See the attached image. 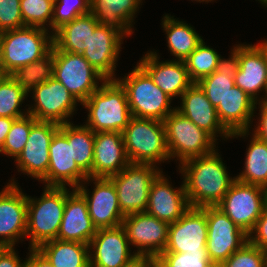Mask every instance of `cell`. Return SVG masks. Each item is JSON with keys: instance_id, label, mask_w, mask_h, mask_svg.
Returning a JSON list of instances; mask_svg holds the SVG:
<instances>
[{"instance_id": "11a10c76", "label": "cell", "mask_w": 267, "mask_h": 267, "mask_svg": "<svg viewBox=\"0 0 267 267\" xmlns=\"http://www.w3.org/2000/svg\"><path fill=\"white\" fill-rule=\"evenodd\" d=\"M265 58L267 61V40L265 39Z\"/></svg>"}, {"instance_id": "e575fe53", "label": "cell", "mask_w": 267, "mask_h": 267, "mask_svg": "<svg viewBox=\"0 0 267 267\" xmlns=\"http://www.w3.org/2000/svg\"><path fill=\"white\" fill-rule=\"evenodd\" d=\"M218 52L207 46L204 40L184 60L188 75L193 83H198L202 78L212 74L218 66L225 61Z\"/></svg>"}, {"instance_id": "8d00e7d4", "label": "cell", "mask_w": 267, "mask_h": 267, "mask_svg": "<svg viewBox=\"0 0 267 267\" xmlns=\"http://www.w3.org/2000/svg\"><path fill=\"white\" fill-rule=\"evenodd\" d=\"M11 76L29 94L36 86L53 77V52L50 51L42 59L18 68Z\"/></svg>"}, {"instance_id": "4dcf8cb0", "label": "cell", "mask_w": 267, "mask_h": 267, "mask_svg": "<svg viewBox=\"0 0 267 267\" xmlns=\"http://www.w3.org/2000/svg\"><path fill=\"white\" fill-rule=\"evenodd\" d=\"M37 249L52 267H90L88 244L55 239L43 243Z\"/></svg>"}, {"instance_id": "cb8c5ba5", "label": "cell", "mask_w": 267, "mask_h": 267, "mask_svg": "<svg viewBox=\"0 0 267 267\" xmlns=\"http://www.w3.org/2000/svg\"><path fill=\"white\" fill-rule=\"evenodd\" d=\"M180 101V107L176 106V110L210 134L216 141L219 136L226 140L231 137V133L220 122L216 108L207 99L198 83H193L181 95Z\"/></svg>"}, {"instance_id": "5b68a950", "label": "cell", "mask_w": 267, "mask_h": 267, "mask_svg": "<svg viewBox=\"0 0 267 267\" xmlns=\"http://www.w3.org/2000/svg\"><path fill=\"white\" fill-rule=\"evenodd\" d=\"M122 136L130 163L160 166L171 160L164 122L132 116Z\"/></svg>"}, {"instance_id": "74e56055", "label": "cell", "mask_w": 267, "mask_h": 267, "mask_svg": "<svg viewBox=\"0 0 267 267\" xmlns=\"http://www.w3.org/2000/svg\"><path fill=\"white\" fill-rule=\"evenodd\" d=\"M53 0H20V10L25 26L47 29L51 32Z\"/></svg>"}, {"instance_id": "3957f363", "label": "cell", "mask_w": 267, "mask_h": 267, "mask_svg": "<svg viewBox=\"0 0 267 267\" xmlns=\"http://www.w3.org/2000/svg\"><path fill=\"white\" fill-rule=\"evenodd\" d=\"M53 46V34L47 29L24 26L0 33V71L11 75L18 68L46 56Z\"/></svg>"}, {"instance_id": "d590c367", "label": "cell", "mask_w": 267, "mask_h": 267, "mask_svg": "<svg viewBox=\"0 0 267 267\" xmlns=\"http://www.w3.org/2000/svg\"><path fill=\"white\" fill-rule=\"evenodd\" d=\"M28 94L17 84L11 75L0 77V117L18 119L28 114V108L21 109ZM21 106V107H20Z\"/></svg>"}, {"instance_id": "44dd1931", "label": "cell", "mask_w": 267, "mask_h": 267, "mask_svg": "<svg viewBox=\"0 0 267 267\" xmlns=\"http://www.w3.org/2000/svg\"><path fill=\"white\" fill-rule=\"evenodd\" d=\"M207 231L206 213L201 208L190 207L177 221L169 224L168 242L163 252L206 250Z\"/></svg>"}, {"instance_id": "4fadbf2b", "label": "cell", "mask_w": 267, "mask_h": 267, "mask_svg": "<svg viewBox=\"0 0 267 267\" xmlns=\"http://www.w3.org/2000/svg\"><path fill=\"white\" fill-rule=\"evenodd\" d=\"M217 207L249 234L265 209L264 187L235 180Z\"/></svg>"}, {"instance_id": "9a60e30c", "label": "cell", "mask_w": 267, "mask_h": 267, "mask_svg": "<svg viewBox=\"0 0 267 267\" xmlns=\"http://www.w3.org/2000/svg\"><path fill=\"white\" fill-rule=\"evenodd\" d=\"M10 180L0 191V244L5 247L26 239L27 229V195L14 177Z\"/></svg>"}, {"instance_id": "d6a6232c", "label": "cell", "mask_w": 267, "mask_h": 267, "mask_svg": "<svg viewBox=\"0 0 267 267\" xmlns=\"http://www.w3.org/2000/svg\"><path fill=\"white\" fill-rule=\"evenodd\" d=\"M235 178L241 183L267 187V142L253 132L246 149L243 170Z\"/></svg>"}, {"instance_id": "7a4b0ae2", "label": "cell", "mask_w": 267, "mask_h": 267, "mask_svg": "<svg viewBox=\"0 0 267 267\" xmlns=\"http://www.w3.org/2000/svg\"><path fill=\"white\" fill-rule=\"evenodd\" d=\"M81 105L88 111L85 126L96 132H120L132 117L127 94L117 79H106Z\"/></svg>"}, {"instance_id": "f35d334b", "label": "cell", "mask_w": 267, "mask_h": 267, "mask_svg": "<svg viewBox=\"0 0 267 267\" xmlns=\"http://www.w3.org/2000/svg\"><path fill=\"white\" fill-rule=\"evenodd\" d=\"M36 121L37 120L29 114L15 119L0 153L16 159L23 151L29 137L30 129Z\"/></svg>"}, {"instance_id": "d6986e66", "label": "cell", "mask_w": 267, "mask_h": 267, "mask_svg": "<svg viewBox=\"0 0 267 267\" xmlns=\"http://www.w3.org/2000/svg\"><path fill=\"white\" fill-rule=\"evenodd\" d=\"M87 178L88 175L72 158L67 137L58 129L49 146V167L41 183L48 187L77 189Z\"/></svg>"}, {"instance_id": "bcb514c9", "label": "cell", "mask_w": 267, "mask_h": 267, "mask_svg": "<svg viewBox=\"0 0 267 267\" xmlns=\"http://www.w3.org/2000/svg\"><path fill=\"white\" fill-rule=\"evenodd\" d=\"M15 247H5L0 252V267H21L24 260L16 253Z\"/></svg>"}, {"instance_id": "30bf717a", "label": "cell", "mask_w": 267, "mask_h": 267, "mask_svg": "<svg viewBox=\"0 0 267 267\" xmlns=\"http://www.w3.org/2000/svg\"><path fill=\"white\" fill-rule=\"evenodd\" d=\"M236 63L234 82L256 103L267 101L265 39L257 44H236L230 53ZM263 91L264 97L259 98Z\"/></svg>"}, {"instance_id": "484cf974", "label": "cell", "mask_w": 267, "mask_h": 267, "mask_svg": "<svg viewBox=\"0 0 267 267\" xmlns=\"http://www.w3.org/2000/svg\"><path fill=\"white\" fill-rule=\"evenodd\" d=\"M92 178H109L130 164L120 132L94 133Z\"/></svg>"}, {"instance_id": "ee69618b", "label": "cell", "mask_w": 267, "mask_h": 267, "mask_svg": "<svg viewBox=\"0 0 267 267\" xmlns=\"http://www.w3.org/2000/svg\"><path fill=\"white\" fill-rule=\"evenodd\" d=\"M248 241L267 252V210L264 209L254 228L248 234Z\"/></svg>"}, {"instance_id": "e0dca14e", "label": "cell", "mask_w": 267, "mask_h": 267, "mask_svg": "<svg viewBox=\"0 0 267 267\" xmlns=\"http://www.w3.org/2000/svg\"><path fill=\"white\" fill-rule=\"evenodd\" d=\"M138 258L122 225L97 229L89 242L90 267H127Z\"/></svg>"}, {"instance_id": "6f0895ef", "label": "cell", "mask_w": 267, "mask_h": 267, "mask_svg": "<svg viewBox=\"0 0 267 267\" xmlns=\"http://www.w3.org/2000/svg\"><path fill=\"white\" fill-rule=\"evenodd\" d=\"M265 267H267V252H266Z\"/></svg>"}, {"instance_id": "6da1fadb", "label": "cell", "mask_w": 267, "mask_h": 267, "mask_svg": "<svg viewBox=\"0 0 267 267\" xmlns=\"http://www.w3.org/2000/svg\"><path fill=\"white\" fill-rule=\"evenodd\" d=\"M191 207L217 206L236 180L228 173L218 149L205 156L190 158L178 165Z\"/></svg>"}, {"instance_id": "8fae6325", "label": "cell", "mask_w": 267, "mask_h": 267, "mask_svg": "<svg viewBox=\"0 0 267 267\" xmlns=\"http://www.w3.org/2000/svg\"><path fill=\"white\" fill-rule=\"evenodd\" d=\"M30 94L34 103L28 106V114L37 121L58 125L70 123L80 103L57 79L52 77L36 86Z\"/></svg>"}, {"instance_id": "7bdbcfd3", "label": "cell", "mask_w": 267, "mask_h": 267, "mask_svg": "<svg viewBox=\"0 0 267 267\" xmlns=\"http://www.w3.org/2000/svg\"><path fill=\"white\" fill-rule=\"evenodd\" d=\"M24 26L20 0H0V33Z\"/></svg>"}, {"instance_id": "7402d4cb", "label": "cell", "mask_w": 267, "mask_h": 267, "mask_svg": "<svg viewBox=\"0 0 267 267\" xmlns=\"http://www.w3.org/2000/svg\"><path fill=\"white\" fill-rule=\"evenodd\" d=\"M190 207L184 182L178 188L172 187L162 171L151 184L146 213L171 224Z\"/></svg>"}, {"instance_id": "83f0119b", "label": "cell", "mask_w": 267, "mask_h": 267, "mask_svg": "<svg viewBox=\"0 0 267 267\" xmlns=\"http://www.w3.org/2000/svg\"><path fill=\"white\" fill-rule=\"evenodd\" d=\"M143 0H90V12L102 25L117 28L127 37L133 34V22Z\"/></svg>"}, {"instance_id": "f907efd6", "label": "cell", "mask_w": 267, "mask_h": 267, "mask_svg": "<svg viewBox=\"0 0 267 267\" xmlns=\"http://www.w3.org/2000/svg\"><path fill=\"white\" fill-rule=\"evenodd\" d=\"M21 267H36V266L28 258H26Z\"/></svg>"}, {"instance_id": "7dc6e473", "label": "cell", "mask_w": 267, "mask_h": 267, "mask_svg": "<svg viewBox=\"0 0 267 267\" xmlns=\"http://www.w3.org/2000/svg\"><path fill=\"white\" fill-rule=\"evenodd\" d=\"M29 253L27 258L36 266V267H52L47 258L38 250L28 248Z\"/></svg>"}, {"instance_id": "d4e9b609", "label": "cell", "mask_w": 267, "mask_h": 267, "mask_svg": "<svg viewBox=\"0 0 267 267\" xmlns=\"http://www.w3.org/2000/svg\"><path fill=\"white\" fill-rule=\"evenodd\" d=\"M256 102L236 85L224 97L216 108L222 125L231 133L230 139L246 138L251 134ZM250 131V134H249Z\"/></svg>"}, {"instance_id": "db71d44e", "label": "cell", "mask_w": 267, "mask_h": 267, "mask_svg": "<svg viewBox=\"0 0 267 267\" xmlns=\"http://www.w3.org/2000/svg\"><path fill=\"white\" fill-rule=\"evenodd\" d=\"M257 1H259L266 8V6H267V0H257Z\"/></svg>"}, {"instance_id": "f5cc1de1", "label": "cell", "mask_w": 267, "mask_h": 267, "mask_svg": "<svg viewBox=\"0 0 267 267\" xmlns=\"http://www.w3.org/2000/svg\"><path fill=\"white\" fill-rule=\"evenodd\" d=\"M192 2L193 1H196V2H199V3H201V2H205V3H209V2H212V1H214V0H191Z\"/></svg>"}, {"instance_id": "b9f144b4", "label": "cell", "mask_w": 267, "mask_h": 267, "mask_svg": "<svg viewBox=\"0 0 267 267\" xmlns=\"http://www.w3.org/2000/svg\"><path fill=\"white\" fill-rule=\"evenodd\" d=\"M266 252L249 241L218 267H265Z\"/></svg>"}, {"instance_id": "836d02e7", "label": "cell", "mask_w": 267, "mask_h": 267, "mask_svg": "<svg viewBox=\"0 0 267 267\" xmlns=\"http://www.w3.org/2000/svg\"><path fill=\"white\" fill-rule=\"evenodd\" d=\"M235 69L236 63L229 55V58L223 61L217 70L198 82L214 108H217L222 103L227 93L235 86Z\"/></svg>"}, {"instance_id": "603a6c76", "label": "cell", "mask_w": 267, "mask_h": 267, "mask_svg": "<svg viewBox=\"0 0 267 267\" xmlns=\"http://www.w3.org/2000/svg\"><path fill=\"white\" fill-rule=\"evenodd\" d=\"M160 55L156 51L146 52L137 62L153 79L162 91L169 97L177 98L193 84L188 75L184 61H159Z\"/></svg>"}, {"instance_id": "7c38bea8", "label": "cell", "mask_w": 267, "mask_h": 267, "mask_svg": "<svg viewBox=\"0 0 267 267\" xmlns=\"http://www.w3.org/2000/svg\"><path fill=\"white\" fill-rule=\"evenodd\" d=\"M201 209L206 213L208 225L206 250L210 261L218 267L248 242V234L217 206Z\"/></svg>"}, {"instance_id": "f546056e", "label": "cell", "mask_w": 267, "mask_h": 267, "mask_svg": "<svg viewBox=\"0 0 267 267\" xmlns=\"http://www.w3.org/2000/svg\"><path fill=\"white\" fill-rule=\"evenodd\" d=\"M161 22L167 36L168 50L176 58L175 60L184 61L204 40L186 21H180L166 14Z\"/></svg>"}, {"instance_id": "f6af8a7d", "label": "cell", "mask_w": 267, "mask_h": 267, "mask_svg": "<svg viewBox=\"0 0 267 267\" xmlns=\"http://www.w3.org/2000/svg\"><path fill=\"white\" fill-rule=\"evenodd\" d=\"M258 105L259 117L256 123V127L252 130L255 136L263 141L267 142V101H261L256 103ZM260 106V107H259Z\"/></svg>"}, {"instance_id": "9c48e42d", "label": "cell", "mask_w": 267, "mask_h": 267, "mask_svg": "<svg viewBox=\"0 0 267 267\" xmlns=\"http://www.w3.org/2000/svg\"><path fill=\"white\" fill-rule=\"evenodd\" d=\"M53 77L82 104L106 79L82 56L51 48Z\"/></svg>"}, {"instance_id": "ab89813d", "label": "cell", "mask_w": 267, "mask_h": 267, "mask_svg": "<svg viewBox=\"0 0 267 267\" xmlns=\"http://www.w3.org/2000/svg\"><path fill=\"white\" fill-rule=\"evenodd\" d=\"M154 267H216L209 259L207 250L200 252H162L154 261Z\"/></svg>"}, {"instance_id": "681fc988", "label": "cell", "mask_w": 267, "mask_h": 267, "mask_svg": "<svg viewBox=\"0 0 267 267\" xmlns=\"http://www.w3.org/2000/svg\"><path fill=\"white\" fill-rule=\"evenodd\" d=\"M127 267H154L153 261L147 258H138Z\"/></svg>"}, {"instance_id": "8992f818", "label": "cell", "mask_w": 267, "mask_h": 267, "mask_svg": "<svg viewBox=\"0 0 267 267\" xmlns=\"http://www.w3.org/2000/svg\"><path fill=\"white\" fill-rule=\"evenodd\" d=\"M116 79L126 91L133 117L164 122L165 118L176 109L171 106L173 99L154 84L150 75L138 63L130 73Z\"/></svg>"}, {"instance_id": "2e32d148", "label": "cell", "mask_w": 267, "mask_h": 267, "mask_svg": "<svg viewBox=\"0 0 267 267\" xmlns=\"http://www.w3.org/2000/svg\"><path fill=\"white\" fill-rule=\"evenodd\" d=\"M91 182L95 185L92 192L86 185ZM76 190L86 200L92 223L97 229L122 225L125 216L120 210L116 188L109 178L88 177Z\"/></svg>"}, {"instance_id": "c3c4849f", "label": "cell", "mask_w": 267, "mask_h": 267, "mask_svg": "<svg viewBox=\"0 0 267 267\" xmlns=\"http://www.w3.org/2000/svg\"><path fill=\"white\" fill-rule=\"evenodd\" d=\"M14 120V118L0 117V150L5 143L7 134L10 131L11 125Z\"/></svg>"}, {"instance_id": "ffe728a7", "label": "cell", "mask_w": 267, "mask_h": 267, "mask_svg": "<svg viewBox=\"0 0 267 267\" xmlns=\"http://www.w3.org/2000/svg\"><path fill=\"white\" fill-rule=\"evenodd\" d=\"M125 37L117 28L99 24L90 34L89 45L82 56L105 79H116V65Z\"/></svg>"}, {"instance_id": "5bb4252c", "label": "cell", "mask_w": 267, "mask_h": 267, "mask_svg": "<svg viewBox=\"0 0 267 267\" xmlns=\"http://www.w3.org/2000/svg\"><path fill=\"white\" fill-rule=\"evenodd\" d=\"M124 227L130 246L139 258L154 261L166 248L168 242L167 222L161 221L146 212L130 214L124 217Z\"/></svg>"}, {"instance_id": "277c9868", "label": "cell", "mask_w": 267, "mask_h": 267, "mask_svg": "<svg viewBox=\"0 0 267 267\" xmlns=\"http://www.w3.org/2000/svg\"><path fill=\"white\" fill-rule=\"evenodd\" d=\"M67 187L45 186L40 198L27 195L26 237L30 249L57 238L64 214L66 197L72 192Z\"/></svg>"}, {"instance_id": "ac0fdd59", "label": "cell", "mask_w": 267, "mask_h": 267, "mask_svg": "<svg viewBox=\"0 0 267 267\" xmlns=\"http://www.w3.org/2000/svg\"><path fill=\"white\" fill-rule=\"evenodd\" d=\"M60 125L53 122L36 121L29 133L23 151L15 159L18 172L41 181L49 167V146Z\"/></svg>"}, {"instance_id": "816d5d0a", "label": "cell", "mask_w": 267, "mask_h": 267, "mask_svg": "<svg viewBox=\"0 0 267 267\" xmlns=\"http://www.w3.org/2000/svg\"><path fill=\"white\" fill-rule=\"evenodd\" d=\"M265 193V209L267 210V187L264 188Z\"/></svg>"}, {"instance_id": "4316f807", "label": "cell", "mask_w": 267, "mask_h": 267, "mask_svg": "<svg viewBox=\"0 0 267 267\" xmlns=\"http://www.w3.org/2000/svg\"><path fill=\"white\" fill-rule=\"evenodd\" d=\"M96 231L86 200L76 189H72L66 197L64 214L56 239L89 245Z\"/></svg>"}, {"instance_id": "60d3db41", "label": "cell", "mask_w": 267, "mask_h": 267, "mask_svg": "<svg viewBox=\"0 0 267 267\" xmlns=\"http://www.w3.org/2000/svg\"><path fill=\"white\" fill-rule=\"evenodd\" d=\"M89 12L90 0H55L51 21L52 34L64 24Z\"/></svg>"}, {"instance_id": "52a82bcc", "label": "cell", "mask_w": 267, "mask_h": 267, "mask_svg": "<svg viewBox=\"0 0 267 267\" xmlns=\"http://www.w3.org/2000/svg\"><path fill=\"white\" fill-rule=\"evenodd\" d=\"M170 159L184 161L214 152L217 141L176 109L164 120Z\"/></svg>"}, {"instance_id": "f1b7e54d", "label": "cell", "mask_w": 267, "mask_h": 267, "mask_svg": "<svg viewBox=\"0 0 267 267\" xmlns=\"http://www.w3.org/2000/svg\"><path fill=\"white\" fill-rule=\"evenodd\" d=\"M99 24L91 12L78 16L53 33V47L64 52L82 54L89 45L90 34Z\"/></svg>"}, {"instance_id": "1f68e13d", "label": "cell", "mask_w": 267, "mask_h": 267, "mask_svg": "<svg viewBox=\"0 0 267 267\" xmlns=\"http://www.w3.org/2000/svg\"><path fill=\"white\" fill-rule=\"evenodd\" d=\"M59 130L67 137L69 144H71L74 161L88 177H92L94 132L83 124L75 125L72 122L60 125Z\"/></svg>"}, {"instance_id": "ba28073f", "label": "cell", "mask_w": 267, "mask_h": 267, "mask_svg": "<svg viewBox=\"0 0 267 267\" xmlns=\"http://www.w3.org/2000/svg\"><path fill=\"white\" fill-rule=\"evenodd\" d=\"M162 172L152 164L130 163L109 179L113 182L124 216L146 212L152 182Z\"/></svg>"}, {"instance_id": "9f6ffc18", "label": "cell", "mask_w": 267, "mask_h": 267, "mask_svg": "<svg viewBox=\"0 0 267 267\" xmlns=\"http://www.w3.org/2000/svg\"><path fill=\"white\" fill-rule=\"evenodd\" d=\"M5 248V246L0 244V252Z\"/></svg>"}]
</instances>
